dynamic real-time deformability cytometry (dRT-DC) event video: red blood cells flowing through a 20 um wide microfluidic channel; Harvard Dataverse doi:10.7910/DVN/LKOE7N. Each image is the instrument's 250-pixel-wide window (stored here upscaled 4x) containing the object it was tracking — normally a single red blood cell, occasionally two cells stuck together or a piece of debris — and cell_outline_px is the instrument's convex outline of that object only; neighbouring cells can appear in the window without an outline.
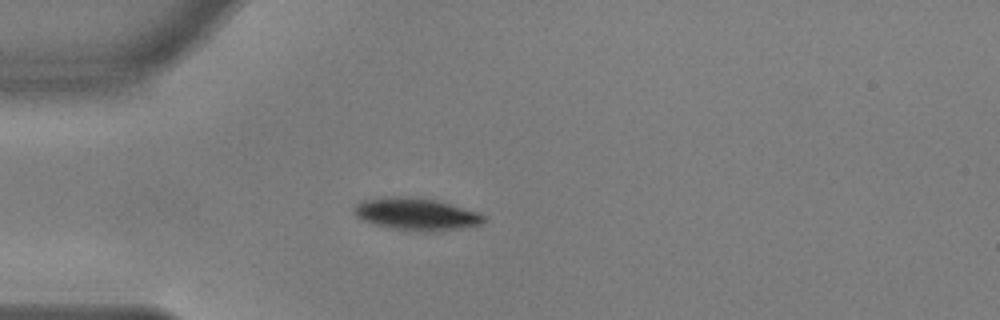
{"species": "common noctule bat (a hibernating species)", "species_latin": "Nyctalus noctula", "temperature_condition": "warm", "stored_images_in_passage": 32, "camera_frame_rate_fps": 3000, "um_per_image_px": 0.085, "animal": {"sex": "male", "body_mass_g": 17.9, "forearm_length_mm": 54.2}, "frame": {"image": 1, "passage_image": 1, "time_ms": 0.0, "image_size_px": [1000, 320], "cell_outline_px": [[484, 224], [436, 232], [416, 232], [376, 224], [364, 220], [356, 216], [352, 212], [352, 208], [360, 200], [384, 196], [408, 196], [436, 200], [480, 212], [484, 216]], "centroid_in_image_um": [35.37, 18.19], "position_along_channel_um": 49.6, "area_um2": 24.68}}
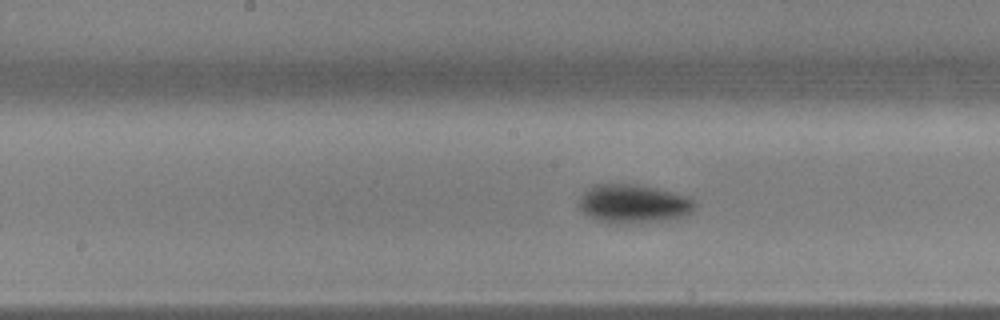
{"frame": {"image": 2, "passage_image": 14, "time_ms": 4.333, "image_size_px": [1000, 320], "cell_outline_px": [[700, 204], [692, 212], [660, 220], [616, 224], [608, 224], [584, 212], [580, 208], [580, 196], [592, 184], [640, 184], [688, 196]], "centroid_in_image_um": [53.85, 17.29], "position_along_channel_um": 194.3, "area_um2": 25.84}}
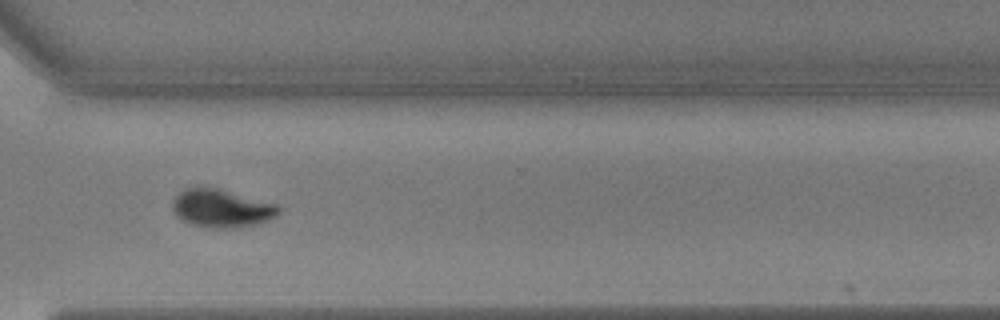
{"frame": {"image": 3, "passage_image": 27, "time_ms": 8.667, "image_size_px": [1000, 320], "cell_outline_px": [[280, 212], [272, 220], [240, 228], [204, 228], [188, 224], [176, 216], [172, 208], [172, 200], [184, 188], [216, 188], [276, 204], [280, 208]], "centroid_in_image_um": [18.82, 17.75], "position_along_channel_um": 351.8, "area_um2": 23.7}, "authors_computed_cell_mechanics": {"area_um2": 25.4898, "velocity_mm_per_s": 3.6407, "shape_relaxation_time_tau1_ms": 2.1142, "shape_relaxation_time_tau2_ms": 3.8395, "deformation_change_tau1": 0.1201, "deformation_change_tau2": 0.0394}}